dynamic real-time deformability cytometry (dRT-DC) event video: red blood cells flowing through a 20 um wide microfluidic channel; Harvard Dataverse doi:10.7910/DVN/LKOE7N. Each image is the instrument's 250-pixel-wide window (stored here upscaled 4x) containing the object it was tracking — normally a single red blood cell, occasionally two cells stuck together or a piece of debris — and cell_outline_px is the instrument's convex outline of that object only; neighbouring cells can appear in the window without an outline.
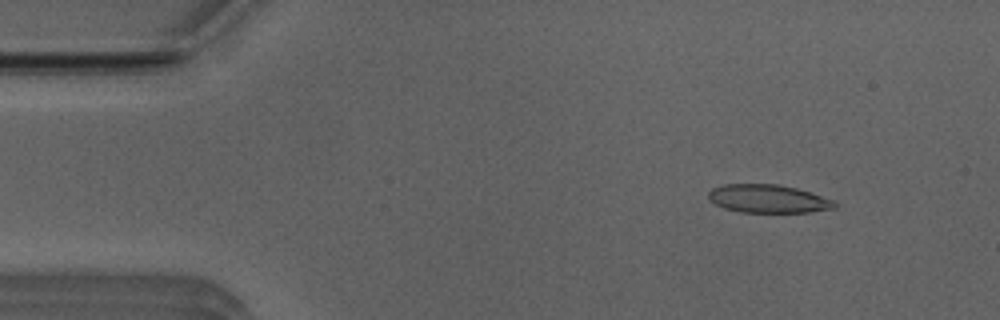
{"species": "Egyptian fruit bat (a non-hibernating species)", "species_latin": "Rousettus aegyptiacus", "temperature_condition": "room temperature", "stored_images_in_passage": 52, "camera_frame_rate_fps": 3000, "um_per_image_px": 0.085, "animal": {"sex": "male"}, "frame": {"image": 1, "passage_image": 6, "time_ms": 1.667, "image_size_px": [1000, 320], "cell_outline_px": [[836, 208], [808, 212], [740, 212], [724, 208], [708, 200], [708, 192], [712, 188], [724, 184], [780, 184], [796, 188], [836, 200]], "centroid_in_image_um": [65.29, 16.89], "position_along_channel_um": 19.7, "area_um2": 20.87}}
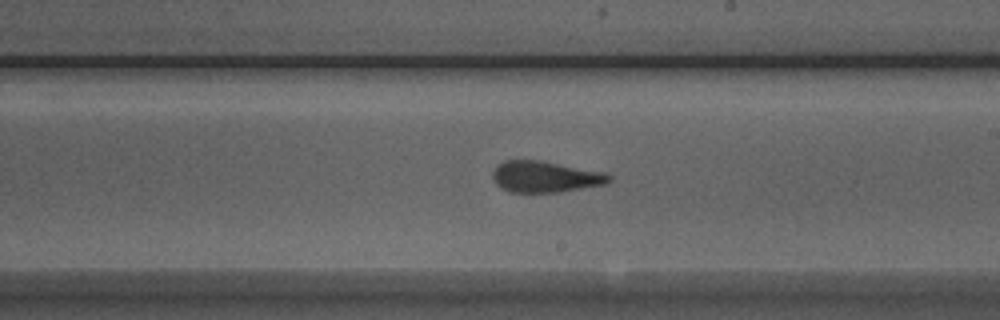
{"frame": {"image": 2, "passage_image": 29, "time_ms": 9.333, "image_size_px": [1000, 320], "cell_outline_px": [[612, 180], [604, 184], [560, 192], [508, 192], [496, 184], [492, 176], [492, 172], [496, 164], [504, 160], [540, 160], [604, 172], [612, 176]], "centroid_in_image_um": [46.31, 15.01], "position_along_channel_um": 242.7, "area_um2": 21.27}}
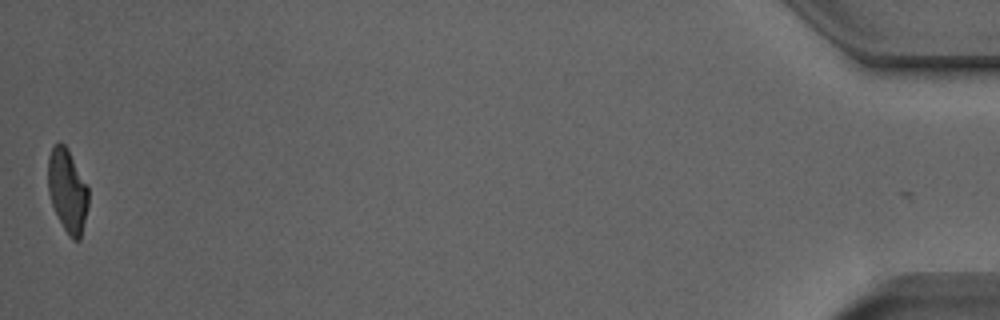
{"frame": {"image": 3, "passage_image": 51, "time_ms": 16.667, "image_size_px": [1000, 320], "cell_outline_px": [[88, 208], [80, 240], [72, 240], [64, 228], [52, 204], [48, 192], [48, 156], [52, 148], [60, 140], [68, 148], [88, 184]], "centroid_in_image_um": [5.75, 16.17], "position_along_channel_um": 429.4, "area_um2": 19.77}, "authors_computed_cell_mechanics": {"area_um2": 21.3571, "velocity_mm_per_s": 3.9593, "shape_relaxation_time_tau1_ms": 11.1156, "shape_relaxation_time_tau2_ms": 1.3831, "deformation_change_tau1": 0.2688, "deformation_change_tau2": 0.0853}}